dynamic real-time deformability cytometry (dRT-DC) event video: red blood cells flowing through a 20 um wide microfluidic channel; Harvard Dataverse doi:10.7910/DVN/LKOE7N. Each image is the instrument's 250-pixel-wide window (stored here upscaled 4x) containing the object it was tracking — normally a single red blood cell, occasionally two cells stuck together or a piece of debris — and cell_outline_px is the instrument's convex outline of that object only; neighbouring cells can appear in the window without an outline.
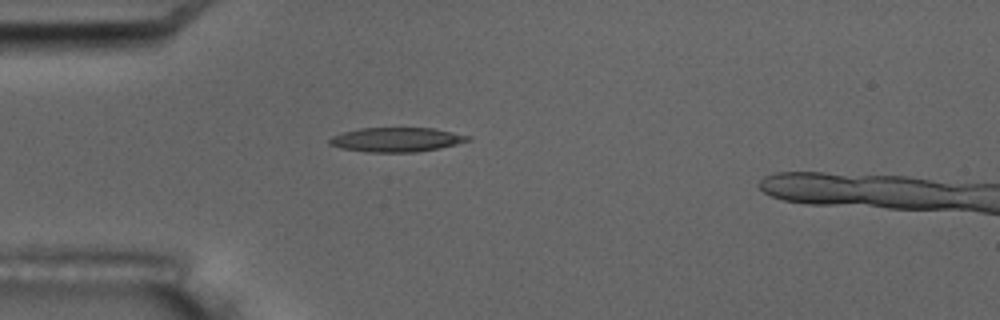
{"species": "common noctule bat (a hibernating species)", "species_latin": "Nyctalus noctula", "temperature_condition": "room temperature", "stored_images_in_passage": 4, "camera_frame_rate_fps": 3000, "um_per_image_px": 0.085, "animal": {"sex": "male", "body_mass_g": 17.5, "forearm_length_mm": 52.3}, "frame": {"image": 1, "passage_image": 3, "time_ms": 2.667, "image_size_px": [1000, 320], "cell_outline_px": [[472, 140], [440, 148], [416, 152], [368, 152], [340, 148], [328, 144], [328, 140], [332, 136], [344, 132], [360, 128], [432, 128], [472, 136]], "centroid_in_image_um": [33.71, 11.87], "position_along_channel_um": 51.3, "area_um2": 19.65}}